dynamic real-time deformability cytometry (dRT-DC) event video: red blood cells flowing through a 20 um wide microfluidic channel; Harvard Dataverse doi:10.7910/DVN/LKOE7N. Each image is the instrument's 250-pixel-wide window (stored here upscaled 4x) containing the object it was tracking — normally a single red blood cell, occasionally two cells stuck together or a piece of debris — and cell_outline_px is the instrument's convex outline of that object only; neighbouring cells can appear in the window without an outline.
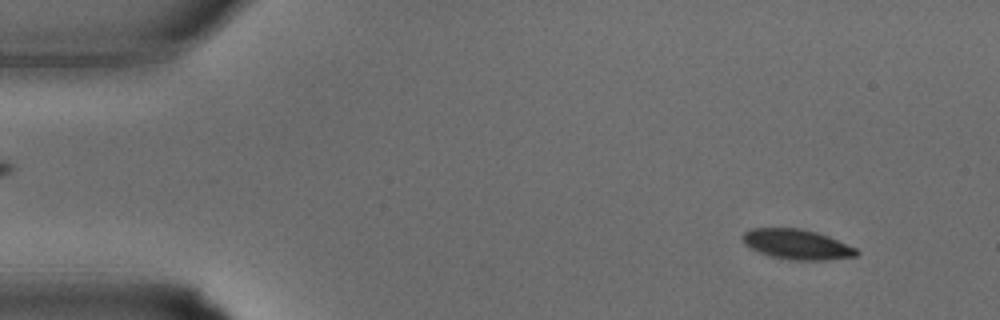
{"species": "common noctule bat (a hibernating species)", "species_latin": "Nyctalus noctula", "temperature_condition": "warm", "stored_images_in_passage": 31, "camera_frame_rate_fps": 3000, "um_per_image_px": 0.085, "animal": {"sex": "male", "body_mass_g": 15.6}, "frame": {"image": 1, "passage_image": 3, "time_ms": 0.667, "image_size_px": [1000, 320], "cell_outline_px": [[860, 252], [856, 256], [828, 260], [792, 260], [772, 256], [760, 252], [744, 244], [740, 236], [748, 228], [800, 228], [816, 232], [828, 236], [856, 248]], "centroid_in_image_um": [67.72, 20.76], "position_along_channel_um": 17.3, "area_um2": 19.94}}
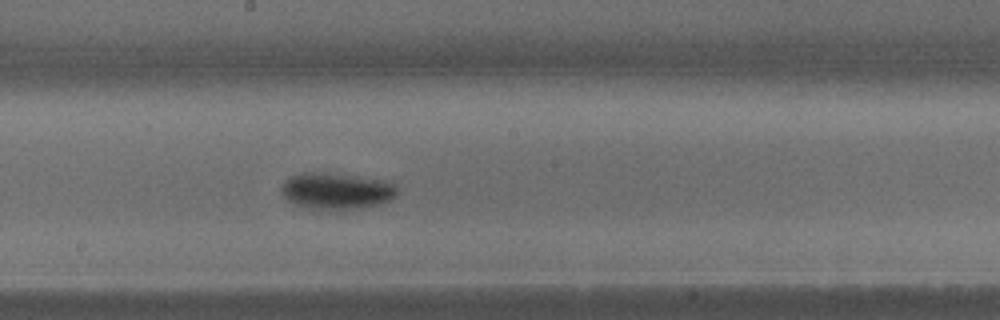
{"frame": {"image": 2, "passage_image": 18, "time_ms": 5.667, "image_size_px": [1000, 320], "cell_outline_px": [[400, 192], [392, 200], [380, 204], [344, 212], [304, 208], [288, 200], [280, 192], [280, 188], [292, 176], [304, 172], [312, 172], [352, 176], [384, 180], [396, 184]], "centroid_in_image_um": [28.66, 16.29], "position_along_channel_um": 219.5, "area_um2": 25.09}}
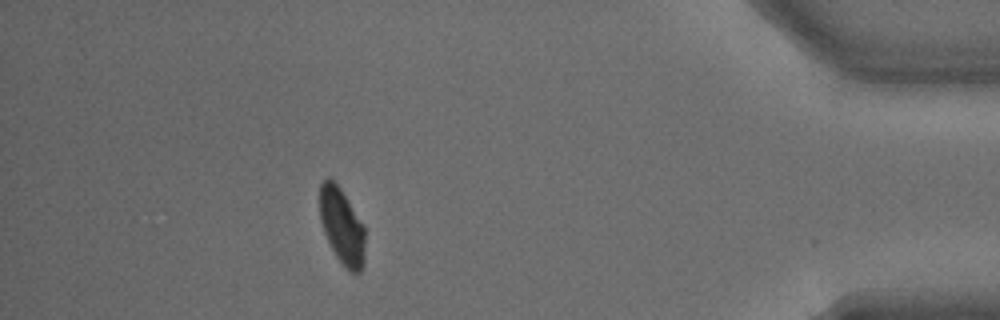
{"frame": {"image": 3, "passage_image": 30, "time_ms": 9.667, "image_size_px": [1000, 320], "cell_outline_px": [[364, 264], [360, 272], [356, 276], [348, 272], [336, 256], [324, 232], [320, 220], [320, 184], [328, 176], [340, 188], [364, 224]], "centroid_in_image_um": [29.08, 19.28], "position_along_channel_um": 406.1, "area_um2": 20.17}}